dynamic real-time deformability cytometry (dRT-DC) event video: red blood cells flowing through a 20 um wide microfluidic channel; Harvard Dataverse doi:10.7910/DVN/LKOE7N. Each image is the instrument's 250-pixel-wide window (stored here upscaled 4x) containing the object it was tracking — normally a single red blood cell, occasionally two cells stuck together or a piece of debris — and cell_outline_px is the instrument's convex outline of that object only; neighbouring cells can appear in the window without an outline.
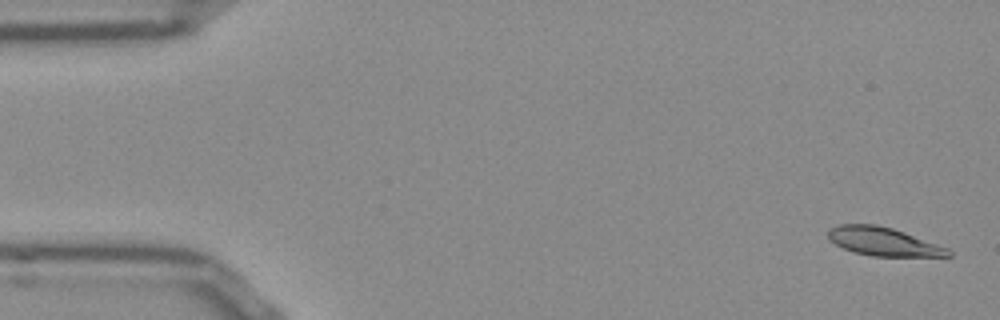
{"species": "Egyptian fruit bat (a non-hibernating species)", "species_latin": "Rousettus aegyptiacus", "temperature_condition": "room temperature", "stored_images_in_passage": 52, "camera_frame_rate_fps": 3000, "um_per_image_px": 0.085, "frame": {"image": 1, "passage_image": 1, "time_ms": 0.0, "image_size_px": [1000, 320], "cell_outline_px": [[952, 256], [872, 256], [852, 252], [828, 240], [828, 228], [840, 224], [876, 224], [892, 228], [904, 232], [948, 248], [952, 252]], "centroid_in_image_um": [75.05, 20.53], "position_along_channel_um": 10.0, "area_um2": 19.88}}
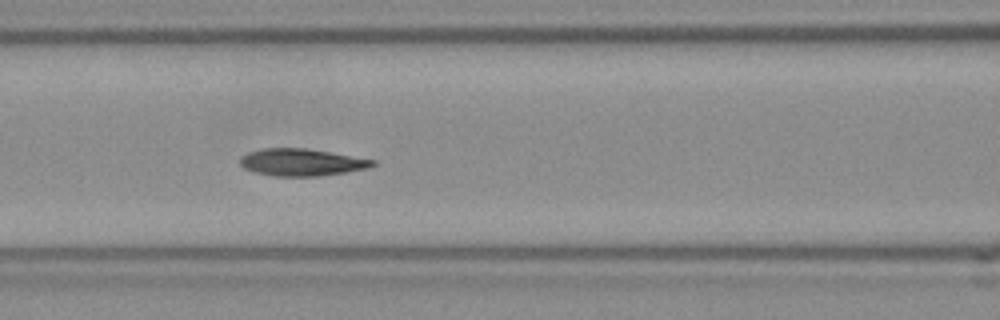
{"frame": {"image": 2, "passage_image": 21, "time_ms": 6.667, "image_size_px": [1000, 320], "cell_outline_px": [[376, 164], [368, 168], [348, 172], [320, 176], [272, 176], [252, 172], [244, 168], [240, 164], [240, 156], [248, 152], [264, 148], [304, 148], [376, 160]], "centroid_in_image_um": [25.61, 13.8], "position_along_channel_um": 141.0, "area_um2": 21.04}}
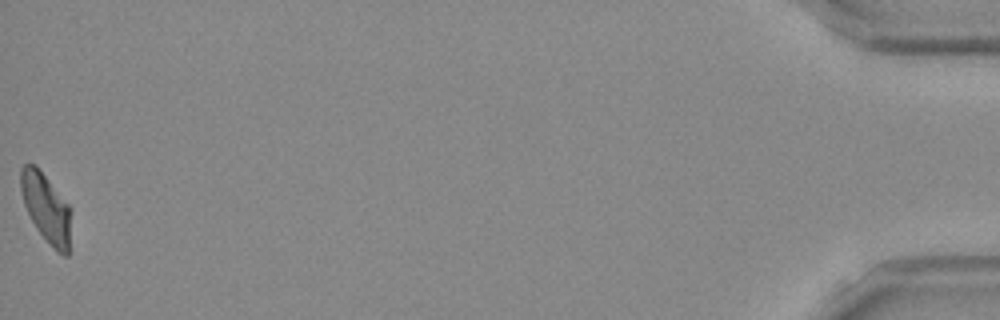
{"frame": {"image": 3, "passage_image": 52, "time_ms": 17.0, "image_size_px": [1000, 320], "cell_outline_px": [[68, 256], [64, 256], [56, 252], [36, 228], [24, 204], [20, 188], [20, 168], [24, 164], [36, 164], [68, 204]], "centroid_in_image_um": [3.86, 17.63], "position_along_channel_um": 431.3, "area_um2": 19.59}, "authors_computed_cell_mechanics": {"area_um2": 20.7502, "velocity_mm_per_s": 3.8199, "shape_relaxation_time_tau1_ms": 6.0467, "shape_relaxation_time_tau2_ms": 2.4247, "deformation_change_tau1": 0.198, "deformation_change_tau2": 0.09}}